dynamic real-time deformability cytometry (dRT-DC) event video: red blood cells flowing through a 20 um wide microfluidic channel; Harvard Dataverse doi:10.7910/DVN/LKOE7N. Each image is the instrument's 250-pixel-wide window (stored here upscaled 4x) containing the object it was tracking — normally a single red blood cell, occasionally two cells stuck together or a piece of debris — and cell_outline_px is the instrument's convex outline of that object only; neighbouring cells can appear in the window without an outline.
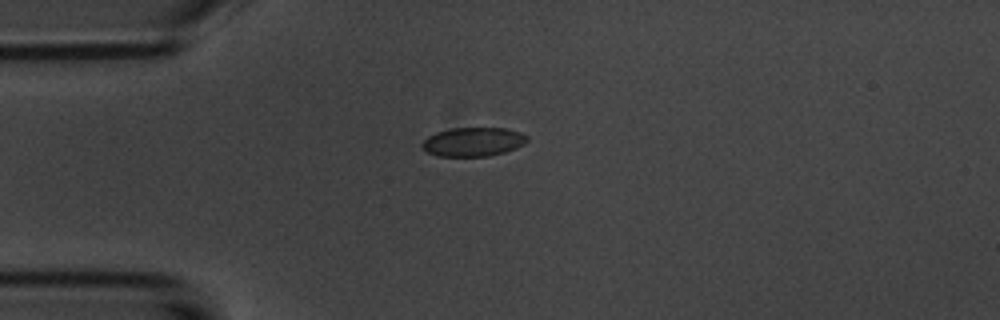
{"species": "common noctule bat (a hibernating species)", "species_latin": "Nyctalus noctula", "temperature_condition": "room temperature", "stored_images_in_passage": 41, "camera_frame_rate_fps": 3000, "um_per_image_px": 0.085, "animal": {"sex": "male", "body_mass_g": 20.1, "forearm_length_mm": 53.5}, "frame": {"image": 1, "passage_image": 1, "time_ms": 0.0, "image_size_px": [1000, 320], "cell_outline_px": [[528, 140], [524, 144], [516, 148], [504, 152], [488, 156], [440, 156], [428, 152], [420, 144], [428, 136], [436, 132], [452, 128], [504, 128], [520, 132], [528, 136]], "centroid_in_image_um": [40.23, 12.05], "position_along_channel_um": 44.8, "area_um2": 17.63}}
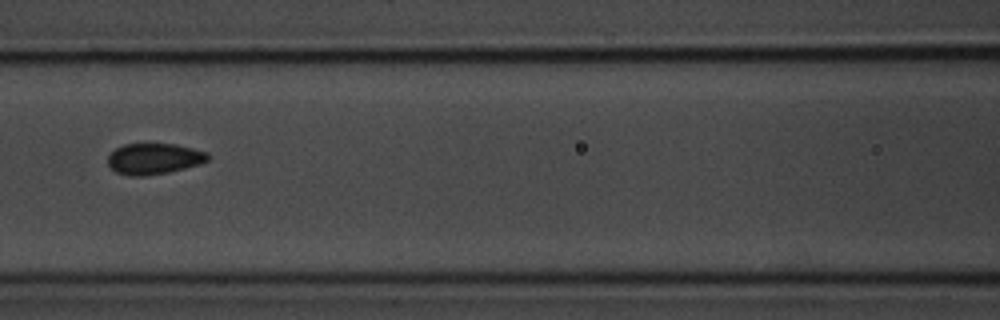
{"frame": {"image": 2, "passage_image": 11, "time_ms": 3.333, "image_size_px": [1000, 320], "cell_outline_px": [[208, 160], [200, 164], [168, 172], [144, 176], [128, 176], [116, 172], [108, 164], [108, 156], [116, 148], [124, 144], [176, 144], [208, 152]], "centroid_in_image_um": [13.08, 13.49], "position_along_channel_um": 153.5, "area_um2": 17.98}}
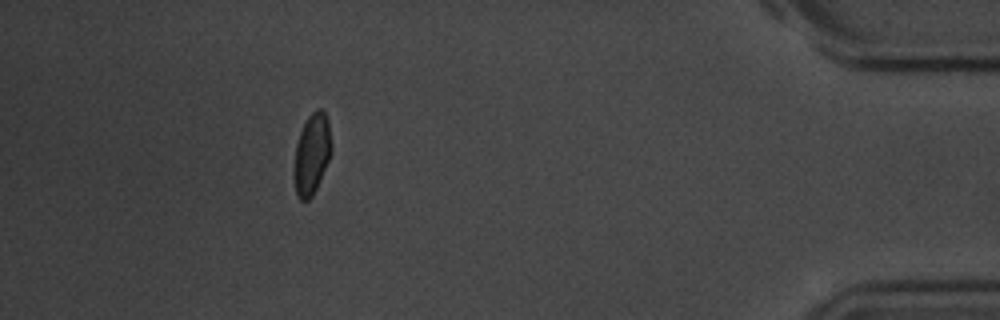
{"frame": {"image": 3, "passage_image": 36, "time_ms": 11.667, "image_size_px": [1000, 320], "cell_outline_px": [[332, 152], [316, 188], [312, 196], [308, 200], [300, 200], [296, 196], [292, 172], [296, 144], [300, 132], [308, 116], [316, 108], [320, 108], [324, 112], [328, 120], [332, 148]], "centroid_in_image_um": [26.48, 13.11], "position_along_channel_um": 408.7, "area_um2": 17.8}, "authors_computed_cell_mechanics": {"area_um2": 17.918, "velocity_mm_per_s": 3.731, "shape_relaxation_time_tau1_ms": 4.9831, "shape_relaxation_time_tau2_ms": 1.0458, "deformation_change_tau1": 0.1016, "deformation_change_tau2": 0.0356}}